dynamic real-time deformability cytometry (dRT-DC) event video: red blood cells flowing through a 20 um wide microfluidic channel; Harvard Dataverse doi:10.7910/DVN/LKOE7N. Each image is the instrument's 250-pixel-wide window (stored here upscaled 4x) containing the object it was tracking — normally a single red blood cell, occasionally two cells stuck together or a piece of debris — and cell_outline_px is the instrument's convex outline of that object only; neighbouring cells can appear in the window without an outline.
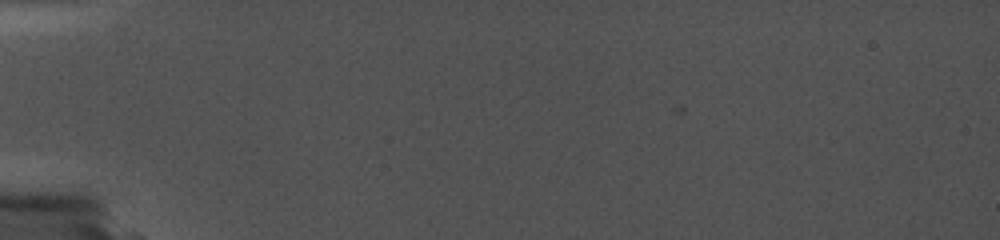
{"species": "common noctule bat (a hibernating species)", "species_latin": "Nyctalus noctula", "temperature_condition": "cold", "stored_images_in_passage": 3, "camera_frame_rate_fps": 5000, "um_per_image_px": 0.085, "animal": {"sex": "female", "body_mass_g": 19.0, "forearm_length_mm": 56.7}, "frame": {"image": 1, "passage_image": 2, "time_ms": 1.2, "image_size_px": [1000, 240], "cell_outline_px": [[668, 136], [628, 140], [600, 140], [524, 136], [516, 132], [516, 128], [636, 128], [668, 132]], "centroid_in_image_um": [50.36, 11.34], "position_along_channel_um": 34.6, "area_um2": 10.69}}